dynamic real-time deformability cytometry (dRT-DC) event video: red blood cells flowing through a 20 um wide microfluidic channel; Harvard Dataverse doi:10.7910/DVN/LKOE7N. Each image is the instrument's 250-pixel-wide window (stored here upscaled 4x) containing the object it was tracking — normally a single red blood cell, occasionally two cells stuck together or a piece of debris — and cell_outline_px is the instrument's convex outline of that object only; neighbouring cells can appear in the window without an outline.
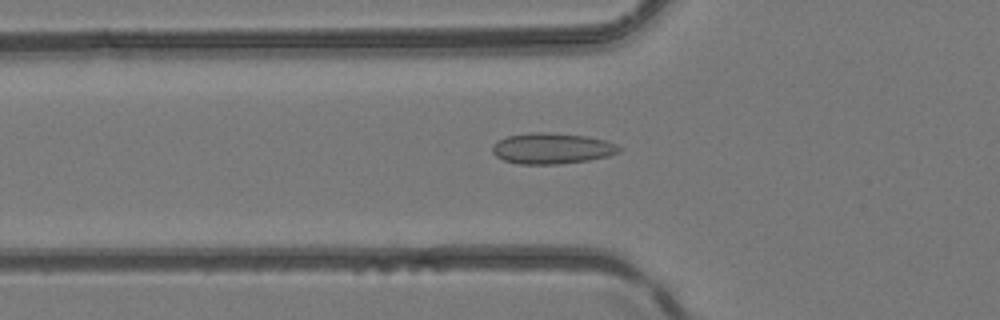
{"species": "common noctule bat (a hibernating species)", "species_latin": "Nyctalus noctula", "temperature_condition": "room temperature", "stored_images_in_passage": 34, "camera_frame_rate_fps": 3000, "um_per_image_px": 0.085, "animal": {"sex": "female", "body_mass_g": 24.6, "forearm_length_mm": 56.2}, "frame": {"image": 1, "passage_image": 3, "time_ms": 0.667, "image_size_px": [1000, 320], "cell_outline_px": [[624, 148], [620, 152], [608, 156], [588, 160], [560, 164], [520, 164], [504, 160], [496, 156], [492, 152], [492, 144], [508, 136], [536, 132], [548, 132], [588, 136], [604, 140], [616, 144]], "centroid_in_image_um": [46.95, 12.62], "position_along_channel_um": 78.9, "area_um2": 22.83}}
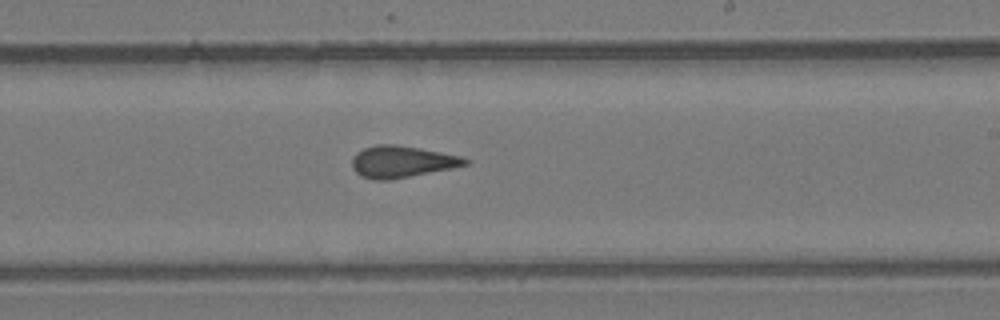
{"frame": {"image": 2, "passage_image": 15, "time_ms": 4.667, "image_size_px": [1000, 320], "cell_outline_px": [[472, 160], [468, 164], [452, 168], [388, 180], [372, 180], [360, 176], [352, 168], [352, 156], [356, 152], [364, 148], [376, 144], [396, 144], [420, 148], [460, 156]], "centroid_in_image_um": [34.12, 13.74], "position_along_channel_um": 254.9, "area_um2": 20.98}}
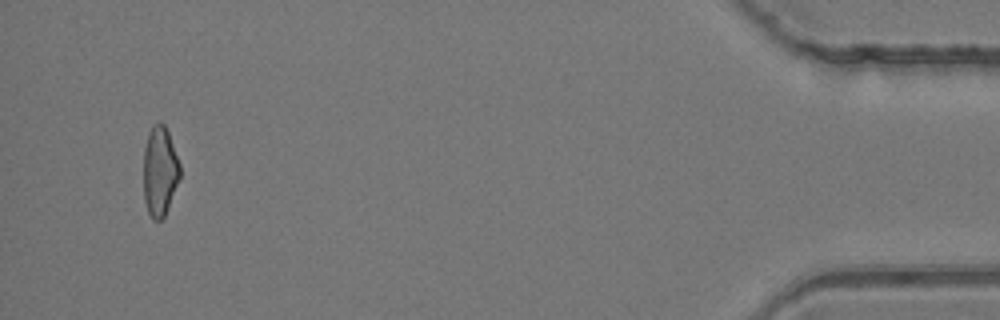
{"frame": {"image": 3, "passage_image": 32, "time_ms": 10.333, "image_size_px": [1000, 320], "cell_outline_px": [[180, 176], [164, 216], [160, 220], [152, 220], [148, 212], [144, 200], [144, 148], [148, 132], [152, 124], [160, 120], [164, 124], [168, 132], [180, 164]], "centroid_in_image_um": [13.57, 14.51], "position_along_channel_um": 421.6, "area_um2": 19.02}}